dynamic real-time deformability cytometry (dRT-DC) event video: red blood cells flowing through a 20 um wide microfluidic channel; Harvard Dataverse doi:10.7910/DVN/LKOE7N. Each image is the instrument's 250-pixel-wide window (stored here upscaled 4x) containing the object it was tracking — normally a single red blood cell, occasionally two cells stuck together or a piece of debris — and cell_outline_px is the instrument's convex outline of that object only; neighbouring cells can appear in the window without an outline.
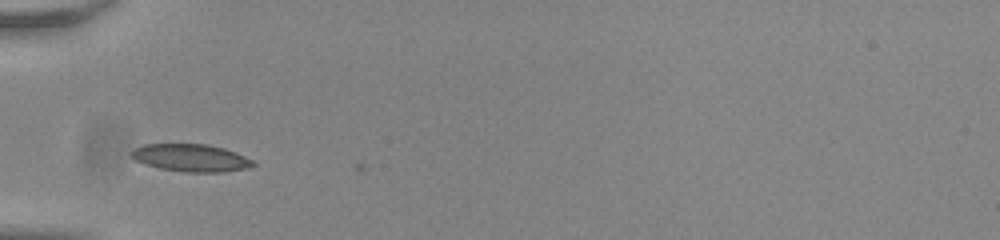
{"species": "common noctule bat (a hibernating species)", "species_latin": "Nyctalus noctula", "temperature_condition": "room temperature", "stored_images_in_passage": 6, "camera_frame_rate_fps": 3000, "um_per_image_px": 0.085, "animal": {"sex": "male", "body_mass_g": 20.0, "forearm_length_mm": 53.3}, "frame": {"image": 1, "passage_image": 5, "time_ms": 1.333, "image_size_px": [1000, 240], "cell_outline_px": [[256, 164], [248, 168], [224, 172], [188, 172], [160, 168], [144, 164], [136, 160], [132, 156], [132, 148], [144, 144], [208, 144], [224, 148], [244, 156], [252, 160]], "centroid_in_image_um": [16.23, 13.41], "position_along_channel_um": 68.8, "area_um2": 19.42}}